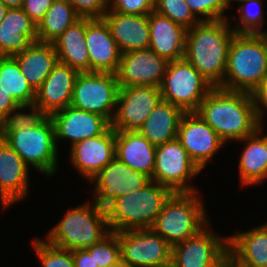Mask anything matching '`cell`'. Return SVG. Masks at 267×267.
I'll return each instance as SVG.
<instances>
[{
	"label": "cell",
	"mask_w": 267,
	"mask_h": 267,
	"mask_svg": "<svg viewBox=\"0 0 267 267\" xmlns=\"http://www.w3.org/2000/svg\"><path fill=\"white\" fill-rule=\"evenodd\" d=\"M154 11L188 29L200 22L185 0H155Z\"/></svg>",
	"instance_id": "cell-37"
},
{
	"label": "cell",
	"mask_w": 267,
	"mask_h": 267,
	"mask_svg": "<svg viewBox=\"0 0 267 267\" xmlns=\"http://www.w3.org/2000/svg\"><path fill=\"white\" fill-rule=\"evenodd\" d=\"M0 88L18 104H34L36 91L12 56H0Z\"/></svg>",
	"instance_id": "cell-32"
},
{
	"label": "cell",
	"mask_w": 267,
	"mask_h": 267,
	"mask_svg": "<svg viewBox=\"0 0 267 267\" xmlns=\"http://www.w3.org/2000/svg\"><path fill=\"white\" fill-rule=\"evenodd\" d=\"M262 125L253 135L237 142L244 143L239 159V178L241 185L262 184L267 179V134Z\"/></svg>",
	"instance_id": "cell-26"
},
{
	"label": "cell",
	"mask_w": 267,
	"mask_h": 267,
	"mask_svg": "<svg viewBox=\"0 0 267 267\" xmlns=\"http://www.w3.org/2000/svg\"><path fill=\"white\" fill-rule=\"evenodd\" d=\"M201 172L177 138L156 146L155 168L151 178L156 183L174 193L198 192L191 181Z\"/></svg>",
	"instance_id": "cell-10"
},
{
	"label": "cell",
	"mask_w": 267,
	"mask_h": 267,
	"mask_svg": "<svg viewBox=\"0 0 267 267\" xmlns=\"http://www.w3.org/2000/svg\"><path fill=\"white\" fill-rule=\"evenodd\" d=\"M30 167L3 138H0V202L5 212L9 206L27 198L30 193Z\"/></svg>",
	"instance_id": "cell-18"
},
{
	"label": "cell",
	"mask_w": 267,
	"mask_h": 267,
	"mask_svg": "<svg viewBox=\"0 0 267 267\" xmlns=\"http://www.w3.org/2000/svg\"><path fill=\"white\" fill-rule=\"evenodd\" d=\"M257 103V115L260 122L264 125V114H267V72L260 88L253 94Z\"/></svg>",
	"instance_id": "cell-42"
},
{
	"label": "cell",
	"mask_w": 267,
	"mask_h": 267,
	"mask_svg": "<svg viewBox=\"0 0 267 267\" xmlns=\"http://www.w3.org/2000/svg\"><path fill=\"white\" fill-rule=\"evenodd\" d=\"M210 225L172 246L170 267H223L228 254V236L217 235Z\"/></svg>",
	"instance_id": "cell-11"
},
{
	"label": "cell",
	"mask_w": 267,
	"mask_h": 267,
	"mask_svg": "<svg viewBox=\"0 0 267 267\" xmlns=\"http://www.w3.org/2000/svg\"><path fill=\"white\" fill-rule=\"evenodd\" d=\"M80 18L68 0H54L42 21L37 25L38 41L53 43Z\"/></svg>",
	"instance_id": "cell-31"
},
{
	"label": "cell",
	"mask_w": 267,
	"mask_h": 267,
	"mask_svg": "<svg viewBox=\"0 0 267 267\" xmlns=\"http://www.w3.org/2000/svg\"><path fill=\"white\" fill-rule=\"evenodd\" d=\"M241 0H223V2L225 3V5L227 6V8H232V6H234V5H232V4H234L233 2H240ZM231 5V6H230Z\"/></svg>",
	"instance_id": "cell-49"
},
{
	"label": "cell",
	"mask_w": 267,
	"mask_h": 267,
	"mask_svg": "<svg viewBox=\"0 0 267 267\" xmlns=\"http://www.w3.org/2000/svg\"><path fill=\"white\" fill-rule=\"evenodd\" d=\"M148 21L149 48L168 62L184 59L188 28L154 10L148 14Z\"/></svg>",
	"instance_id": "cell-22"
},
{
	"label": "cell",
	"mask_w": 267,
	"mask_h": 267,
	"mask_svg": "<svg viewBox=\"0 0 267 267\" xmlns=\"http://www.w3.org/2000/svg\"><path fill=\"white\" fill-rule=\"evenodd\" d=\"M117 75L109 72H79L70 105L99 114L112 122L119 93Z\"/></svg>",
	"instance_id": "cell-9"
},
{
	"label": "cell",
	"mask_w": 267,
	"mask_h": 267,
	"mask_svg": "<svg viewBox=\"0 0 267 267\" xmlns=\"http://www.w3.org/2000/svg\"><path fill=\"white\" fill-rule=\"evenodd\" d=\"M113 267H134V266L120 259Z\"/></svg>",
	"instance_id": "cell-48"
},
{
	"label": "cell",
	"mask_w": 267,
	"mask_h": 267,
	"mask_svg": "<svg viewBox=\"0 0 267 267\" xmlns=\"http://www.w3.org/2000/svg\"><path fill=\"white\" fill-rule=\"evenodd\" d=\"M228 236V254L247 267H267V221Z\"/></svg>",
	"instance_id": "cell-27"
},
{
	"label": "cell",
	"mask_w": 267,
	"mask_h": 267,
	"mask_svg": "<svg viewBox=\"0 0 267 267\" xmlns=\"http://www.w3.org/2000/svg\"><path fill=\"white\" fill-rule=\"evenodd\" d=\"M65 213L46 234L45 240L50 245L71 251L86 249L111 232L106 210L93 200L85 201Z\"/></svg>",
	"instance_id": "cell-5"
},
{
	"label": "cell",
	"mask_w": 267,
	"mask_h": 267,
	"mask_svg": "<svg viewBox=\"0 0 267 267\" xmlns=\"http://www.w3.org/2000/svg\"><path fill=\"white\" fill-rule=\"evenodd\" d=\"M17 105L18 103L0 88V124L3 122L10 110Z\"/></svg>",
	"instance_id": "cell-44"
},
{
	"label": "cell",
	"mask_w": 267,
	"mask_h": 267,
	"mask_svg": "<svg viewBox=\"0 0 267 267\" xmlns=\"http://www.w3.org/2000/svg\"><path fill=\"white\" fill-rule=\"evenodd\" d=\"M69 162L79 175L90 181L115 158V130L77 142L70 147Z\"/></svg>",
	"instance_id": "cell-17"
},
{
	"label": "cell",
	"mask_w": 267,
	"mask_h": 267,
	"mask_svg": "<svg viewBox=\"0 0 267 267\" xmlns=\"http://www.w3.org/2000/svg\"><path fill=\"white\" fill-rule=\"evenodd\" d=\"M238 3L241 4L237 8L239 20L237 19L236 25H231L235 33L267 34V30L262 28L266 24L265 9L262 8L265 6L264 1L241 0ZM251 6H255V9Z\"/></svg>",
	"instance_id": "cell-33"
},
{
	"label": "cell",
	"mask_w": 267,
	"mask_h": 267,
	"mask_svg": "<svg viewBox=\"0 0 267 267\" xmlns=\"http://www.w3.org/2000/svg\"><path fill=\"white\" fill-rule=\"evenodd\" d=\"M81 18H102L108 11V0H68Z\"/></svg>",
	"instance_id": "cell-40"
},
{
	"label": "cell",
	"mask_w": 267,
	"mask_h": 267,
	"mask_svg": "<svg viewBox=\"0 0 267 267\" xmlns=\"http://www.w3.org/2000/svg\"><path fill=\"white\" fill-rule=\"evenodd\" d=\"M51 119L55 129V142L68 140L73 146L77 142L103 134L111 123L103 116L80 110L71 105L53 113Z\"/></svg>",
	"instance_id": "cell-19"
},
{
	"label": "cell",
	"mask_w": 267,
	"mask_h": 267,
	"mask_svg": "<svg viewBox=\"0 0 267 267\" xmlns=\"http://www.w3.org/2000/svg\"><path fill=\"white\" fill-rule=\"evenodd\" d=\"M1 138L16 151L23 161L43 176L52 177L59 169L55 129L50 116H45L30 128L0 131Z\"/></svg>",
	"instance_id": "cell-7"
},
{
	"label": "cell",
	"mask_w": 267,
	"mask_h": 267,
	"mask_svg": "<svg viewBox=\"0 0 267 267\" xmlns=\"http://www.w3.org/2000/svg\"><path fill=\"white\" fill-rule=\"evenodd\" d=\"M173 194L168 187L151 180L142 189L116 198L105 209L110 231L151 228Z\"/></svg>",
	"instance_id": "cell-4"
},
{
	"label": "cell",
	"mask_w": 267,
	"mask_h": 267,
	"mask_svg": "<svg viewBox=\"0 0 267 267\" xmlns=\"http://www.w3.org/2000/svg\"><path fill=\"white\" fill-rule=\"evenodd\" d=\"M116 233L124 262L134 267H170L172 246L151 228Z\"/></svg>",
	"instance_id": "cell-12"
},
{
	"label": "cell",
	"mask_w": 267,
	"mask_h": 267,
	"mask_svg": "<svg viewBox=\"0 0 267 267\" xmlns=\"http://www.w3.org/2000/svg\"><path fill=\"white\" fill-rule=\"evenodd\" d=\"M184 112L177 106L161 100L137 132L153 145H161L177 138Z\"/></svg>",
	"instance_id": "cell-29"
},
{
	"label": "cell",
	"mask_w": 267,
	"mask_h": 267,
	"mask_svg": "<svg viewBox=\"0 0 267 267\" xmlns=\"http://www.w3.org/2000/svg\"><path fill=\"white\" fill-rule=\"evenodd\" d=\"M37 41V25L24 10L8 8L0 22V56H14Z\"/></svg>",
	"instance_id": "cell-24"
},
{
	"label": "cell",
	"mask_w": 267,
	"mask_h": 267,
	"mask_svg": "<svg viewBox=\"0 0 267 267\" xmlns=\"http://www.w3.org/2000/svg\"><path fill=\"white\" fill-rule=\"evenodd\" d=\"M156 146L137 131H115V156L131 169L152 178Z\"/></svg>",
	"instance_id": "cell-25"
},
{
	"label": "cell",
	"mask_w": 267,
	"mask_h": 267,
	"mask_svg": "<svg viewBox=\"0 0 267 267\" xmlns=\"http://www.w3.org/2000/svg\"><path fill=\"white\" fill-rule=\"evenodd\" d=\"M8 7L0 0V22L3 20Z\"/></svg>",
	"instance_id": "cell-47"
},
{
	"label": "cell",
	"mask_w": 267,
	"mask_h": 267,
	"mask_svg": "<svg viewBox=\"0 0 267 267\" xmlns=\"http://www.w3.org/2000/svg\"><path fill=\"white\" fill-rule=\"evenodd\" d=\"M98 267H113L121 259V246L116 232H110L98 243L86 248Z\"/></svg>",
	"instance_id": "cell-36"
},
{
	"label": "cell",
	"mask_w": 267,
	"mask_h": 267,
	"mask_svg": "<svg viewBox=\"0 0 267 267\" xmlns=\"http://www.w3.org/2000/svg\"><path fill=\"white\" fill-rule=\"evenodd\" d=\"M102 18L106 21L121 54L149 48L148 14L133 15L108 10Z\"/></svg>",
	"instance_id": "cell-23"
},
{
	"label": "cell",
	"mask_w": 267,
	"mask_h": 267,
	"mask_svg": "<svg viewBox=\"0 0 267 267\" xmlns=\"http://www.w3.org/2000/svg\"><path fill=\"white\" fill-rule=\"evenodd\" d=\"M32 244L42 267H75L71 250L50 245L40 237H34Z\"/></svg>",
	"instance_id": "cell-35"
},
{
	"label": "cell",
	"mask_w": 267,
	"mask_h": 267,
	"mask_svg": "<svg viewBox=\"0 0 267 267\" xmlns=\"http://www.w3.org/2000/svg\"><path fill=\"white\" fill-rule=\"evenodd\" d=\"M223 267H247V266L235 261L229 254H227L223 262Z\"/></svg>",
	"instance_id": "cell-45"
},
{
	"label": "cell",
	"mask_w": 267,
	"mask_h": 267,
	"mask_svg": "<svg viewBox=\"0 0 267 267\" xmlns=\"http://www.w3.org/2000/svg\"><path fill=\"white\" fill-rule=\"evenodd\" d=\"M267 72V34L235 33L219 88L254 94Z\"/></svg>",
	"instance_id": "cell-3"
},
{
	"label": "cell",
	"mask_w": 267,
	"mask_h": 267,
	"mask_svg": "<svg viewBox=\"0 0 267 267\" xmlns=\"http://www.w3.org/2000/svg\"><path fill=\"white\" fill-rule=\"evenodd\" d=\"M193 14L200 21H214L220 19L235 20L236 17H228L227 6L223 0H185Z\"/></svg>",
	"instance_id": "cell-38"
},
{
	"label": "cell",
	"mask_w": 267,
	"mask_h": 267,
	"mask_svg": "<svg viewBox=\"0 0 267 267\" xmlns=\"http://www.w3.org/2000/svg\"><path fill=\"white\" fill-rule=\"evenodd\" d=\"M18 63L21 73L36 91L58 63L53 43H32L26 50L12 56Z\"/></svg>",
	"instance_id": "cell-28"
},
{
	"label": "cell",
	"mask_w": 267,
	"mask_h": 267,
	"mask_svg": "<svg viewBox=\"0 0 267 267\" xmlns=\"http://www.w3.org/2000/svg\"><path fill=\"white\" fill-rule=\"evenodd\" d=\"M177 139L201 171L226 145L196 112L183 114L178 127Z\"/></svg>",
	"instance_id": "cell-15"
},
{
	"label": "cell",
	"mask_w": 267,
	"mask_h": 267,
	"mask_svg": "<svg viewBox=\"0 0 267 267\" xmlns=\"http://www.w3.org/2000/svg\"><path fill=\"white\" fill-rule=\"evenodd\" d=\"M85 35L86 18H80L53 42L58 62L78 72H89V55Z\"/></svg>",
	"instance_id": "cell-30"
},
{
	"label": "cell",
	"mask_w": 267,
	"mask_h": 267,
	"mask_svg": "<svg viewBox=\"0 0 267 267\" xmlns=\"http://www.w3.org/2000/svg\"><path fill=\"white\" fill-rule=\"evenodd\" d=\"M54 0H24L22 9L38 25Z\"/></svg>",
	"instance_id": "cell-41"
},
{
	"label": "cell",
	"mask_w": 267,
	"mask_h": 267,
	"mask_svg": "<svg viewBox=\"0 0 267 267\" xmlns=\"http://www.w3.org/2000/svg\"><path fill=\"white\" fill-rule=\"evenodd\" d=\"M150 181L151 178L131 169L115 156L89 183H94V203L106 209L116 198L142 189Z\"/></svg>",
	"instance_id": "cell-13"
},
{
	"label": "cell",
	"mask_w": 267,
	"mask_h": 267,
	"mask_svg": "<svg viewBox=\"0 0 267 267\" xmlns=\"http://www.w3.org/2000/svg\"><path fill=\"white\" fill-rule=\"evenodd\" d=\"M85 42L89 55V72L116 74L121 52L103 18H86Z\"/></svg>",
	"instance_id": "cell-20"
},
{
	"label": "cell",
	"mask_w": 267,
	"mask_h": 267,
	"mask_svg": "<svg viewBox=\"0 0 267 267\" xmlns=\"http://www.w3.org/2000/svg\"><path fill=\"white\" fill-rule=\"evenodd\" d=\"M78 73L76 69L58 62L36 90L34 105L46 116L69 106Z\"/></svg>",
	"instance_id": "cell-21"
},
{
	"label": "cell",
	"mask_w": 267,
	"mask_h": 267,
	"mask_svg": "<svg viewBox=\"0 0 267 267\" xmlns=\"http://www.w3.org/2000/svg\"><path fill=\"white\" fill-rule=\"evenodd\" d=\"M161 100L160 88L155 86L120 87L111 127L137 131Z\"/></svg>",
	"instance_id": "cell-14"
},
{
	"label": "cell",
	"mask_w": 267,
	"mask_h": 267,
	"mask_svg": "<svg viewBox=\"0 0 267 267\" xmlns=\"http://www.w3.org/2000/svg\"><path fill=\"white\" fill-rule=\"evenodd\" d=\"M8 8H22L24 0H1Z\"/></svg>",
	"instance_id": "cell-46"
},
{
	"label": "cell",
	"mask_w": 267,
	"mask_h": 267,
	"mask_svg": "<svg viewBox=\"0 0 267 267\" xmlns=\"http://www.w3.org/2000/svg\"><path fill=\"white\" fill-rule=\"evenodd\" d=\"M167 65L168 61L150 48L122 53L116 73L119 86L160 88Z\"/></svg>",
	"instance_id": "cell-16"
},
{
	"label": "cell",
	"mask_w": 267,
	"mask_h": 267,
	"mask_svg": "<svg viewBox=\"0 0 267 267\" xmlns=\"http://www.w3.org/2000/svg\"><path fill=\"white\" fill-rule=\"evenodd\" d=\"M214 87L185 59L168 62L160 86L163 101L179 107L184 113L196 112L202 100Z\"/></svg>",
	"instance_id": "cell-8"
},
{
	"label": "cell",
	"mask_w": 267,
	"mask_h": 267,
	"mask_svg": "<svg viewBox=\"0 0 267 267\" xmlns=\"http://www.w3.org/2000/svg\"><path fill=\"white\" fill-rule=\"evenodd\" d=\"M196 113L225 144L251 136L263 125L257 115L255 97L244 91L214 87L202 100Z\"/></svg>",
	"instance_id": "cell-1"
},
{
	"label": "cell",
	"mask_w": 267,
	"mask_h": 267,
	"mask_svg": "<svg viewBox=\"0 0 267 267\" xmlns=\"http://www.w3.org/2000/svg\"><path fill=\"white\" fill-rule=\"evenodd\" d=\"M202 198L199 191L174 193L156 217L151 229L171 246L193 237L211 223Z\"/></svg>",
	"instance_id": "cell-6"
},
{
	"label": "cell",
	"mask_w": 267,
	"mask_h": 267,
	"mask_svg": "<svg viewBox=\"0 0 267 267\" xmlns=\"http://www.w3.org/2000/svg\"><path fill=\"white\" fill-rule=\"evenodd\" d=\"M230 23L229 19L200 21L188 29L184 59L213 87L224 80L228 49L235 34Z\"/></svg>",
	"instance_id": "cell-2"
},
{
	"label": "cell",
	"mask_w": 267,
	"mask_h": 267,
	"mask_svg": "<svg viewBox=\"0 0 267 267\" xmlns=\"http://www.w3.org/2000/svg\"><path fill=\"white\" fill-rule=\"evenodd\" d=\"M45 116L40 108L34 104H18L6 115L0 124V131L30 128L38 124Z\"/></svg>",
	"instance_id": "cell-34"
},
{
	"label": "cell",
	"mask_w": 267,
	"mask_h": 267,
	"mask_svg": "<svg viewBox=\"0 0 267 267\" xmlns=\"http://www.w3.org/2000/svg\"><path fill=\"white\" fill-rule=\"evenodd\" d=\"M72 256L75 267H98V265L95 264L93 255L86 249L72 250Z\"/></svg>",
	"instance_id": "cell-43"
},
{
	"label": "cell",
	"mask_w": 267,
	"mask_h": 267,
	"mask_svg": "<svg viewBox=\"0 0 267 267\" xmlns=\"http://www.w3.org/2000/svg\"><path fill=\"white\" fill-rule=\"evenodd\" d=\"M155 0H108V10L133 15H147L154 10Z\"/></svg>",
	"instance_id": "cell-39"
}]
</instances>
